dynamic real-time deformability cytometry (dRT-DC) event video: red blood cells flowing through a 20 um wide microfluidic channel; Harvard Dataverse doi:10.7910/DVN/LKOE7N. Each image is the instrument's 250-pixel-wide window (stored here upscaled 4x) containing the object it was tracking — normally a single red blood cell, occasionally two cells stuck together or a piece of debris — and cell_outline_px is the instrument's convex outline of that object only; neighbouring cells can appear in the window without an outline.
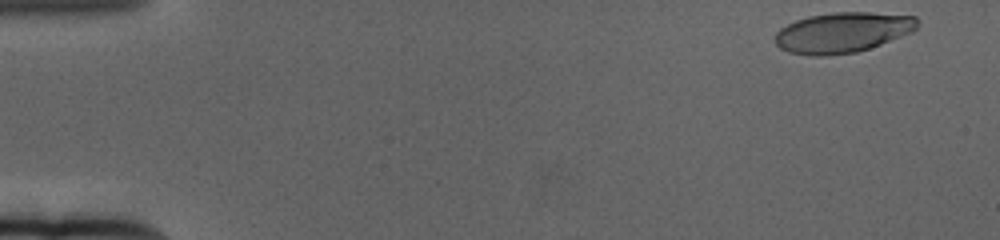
{"species": "human", "species_latin": "Homo sapiens", "temperature_condition": "cold", "stored_images_in_passage": 59, "camera_frame_rate_fps": 3000, "um_per_image_px": 0.085, "donor": {"sex": "female"}, "frame": {"image": 1, "passage_image": 2, "time_ms": 0.333, "image_size_px": [1000, 240], "cell_outline_px": [[920, 24], [912, 32], [880, 44], [856, 52], [828, 56], [812, 56], [788, 52], [780, 48], [772, 40], [776, 32], [780, 28], [796, 20], [808, 16], [832, 12], [868, 12], [916, 16], [920, 20]], "centroid_in_image_um": [71.6, 2.76], "position_along_channel_um": 13.4, "area_um2": 33.76}}
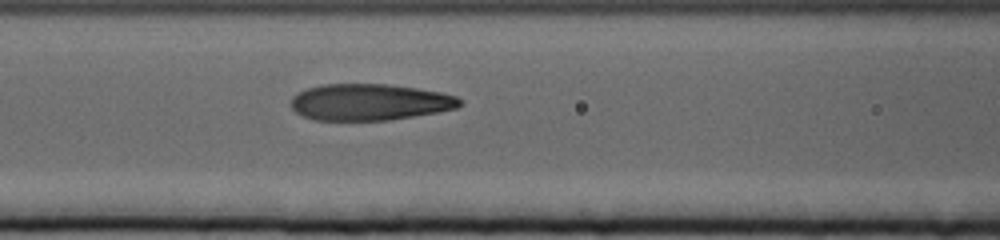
{"frame": {"image": 2, "passage_image": 25, "time_ms": 8.0, "image_size_px": [1000, 240], "cell_outline_px": [[464, 104], [456, 108], [436, 112], [388, 120], [316, 120], [304, 116], [296, 112], [292, 108], [292, 96], [308, 88], [320, 84], [388, 84], [416, 88], [440, 92], [456, 96]], "centroid_in_image_um": [31.42, 8.67], "position_along_channel_um": 135.2, "area_um2": 35.66}}
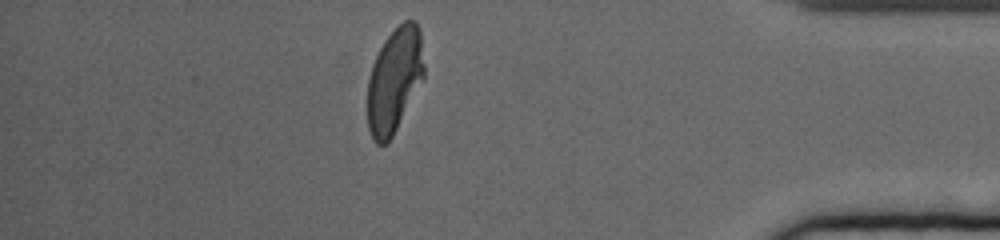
{"frame": {"image": 3, "passage_image": 52, "time_ms": 17.0, "image_size_px": [1000, 240], "cell_outline_px": [[424, 80], [388, 144], [376, 144], [372, 140], [368, 128], [368, 76], [372, 64], [384, 40], [404, 20], [416, 20], [420, 32], [424, 64]], "centroid_in_image_um": [33.53, 6.84], "position_along_channel_um": 401.7, "area_um2": 34.85}, "authors_computed_cell_mechanics": {"area_um2": 36.4718, "velocity_mm_per_s": 3.3484, "shape_relaxation_time_tau1_ms": 5.2808, "shape_relaxation_time_tau2_ms": 1.0668, "deformation_change_tau1": 0.2272, "deformation_change_tau2": 0.0867}}